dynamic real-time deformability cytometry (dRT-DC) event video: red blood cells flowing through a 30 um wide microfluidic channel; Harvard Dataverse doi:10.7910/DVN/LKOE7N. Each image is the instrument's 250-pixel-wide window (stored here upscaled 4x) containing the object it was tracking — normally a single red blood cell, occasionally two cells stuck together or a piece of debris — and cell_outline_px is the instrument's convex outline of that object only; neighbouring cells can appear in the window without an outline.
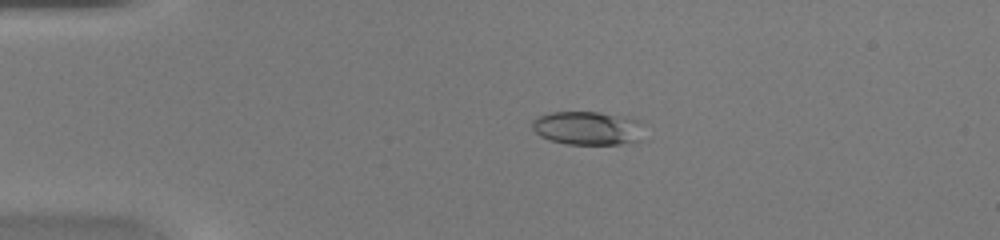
{"species": "common noctule bat (a hibernating species)", "species_latin": "Nyctalus noctula", "temperature_condition": "warm", "stored_images_in_passage": 42, "camera_frame_rate_fps": 3000, "um_per_image_px": 0.085, "animal": {"sex": "female", "body_mass_g": 20.0, "forearm_length_mm": 54.0}, "frame": {"image": 1, "passage_image": 4, "time_ms": 1.0, "image_size_px": [1000, 240], "cell_outline_px": [[640, 140], [620, 144], [568, 144], [552, 140], [540, 136], [532, 128], [532, 120], [536, 116], [552, 112], [600, 112], [636, 120]], "centroid_in_image_um": [49.82, 10.89], "position_along_channel_um": 35.2, "area_um2": 21.27}}
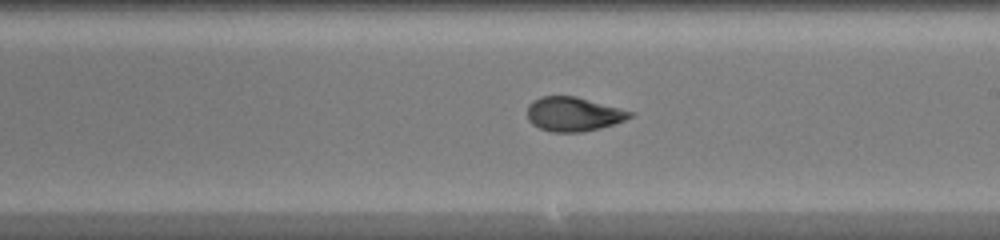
{"frame": {"image": 2, "passage_image": 22, "time_ms": 7.0, "image_size_px": [1000, 240], "cell_outline_px": [[636, 112], [632, 116], [624, 120], [600, 128], [584, 132], [552, 132], [540, 128], [532, 124], [528, 120], [528, 104], [532, 100], [540, 96], [576, 96]], "centroid_in_image_um": [48.74, 9.69], "position_along_channel_um": 240.3, "area_um2": 20.58}}
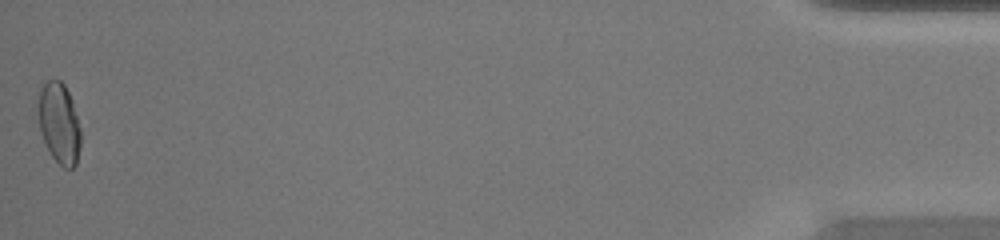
{"frame": {"image": 3, "passage_image": 42, "time_ms": 13.667, "image_size_px": [1000, 240], "cell_outline_px": [[80, 148], [76, 164], [72, 168], [64, 168], [52, 156], [44, 140], [40, 128], [36, 112], [40, 88], [48, 80], [60, 80], [64, 84], [72, 100], [80, 128]], "centroid_in_image_um": [5.01, 10.45], "position_along_channel_um": 430.2, "area_um2": 20.0}, "authors_computed_cell_mechanics": {"area_um2": 20.5768, "velocity_mm_per_s": 4.2432, "shape_relaxation_time_tau1_ms": 10.5403, "shape_relaxation_time_tau2_ms": 1.0623, "deformation_change_tau1": 0.3109, "deformation_change_tau2": 0.071}}